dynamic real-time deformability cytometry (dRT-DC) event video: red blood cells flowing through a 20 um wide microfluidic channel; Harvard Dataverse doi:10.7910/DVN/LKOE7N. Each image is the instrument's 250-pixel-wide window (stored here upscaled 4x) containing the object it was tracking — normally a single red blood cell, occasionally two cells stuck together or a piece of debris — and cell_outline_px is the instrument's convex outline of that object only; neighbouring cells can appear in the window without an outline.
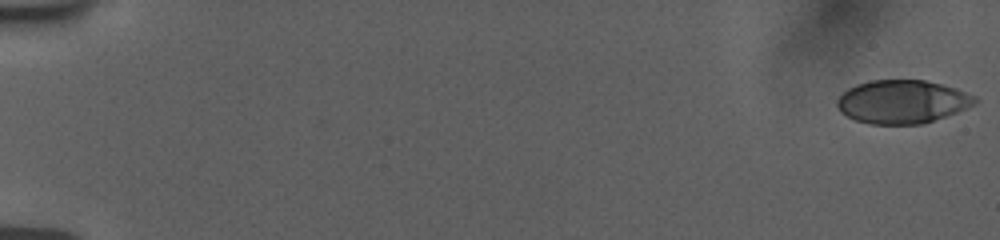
{"species": "human", "species_latin": "Homo sapiens", "temperature_condition": "room temperature", "stored_images_in_passage": 13, "camera_frame_rate_fps": 3000, "um_per_image_px": 0.085, "donor": {"sex": "female"}, "frame": {"image": 1, "passage_image": 1, "time_ms": 0.0, "image_size_px": [1000, 240], "cell_outline_px": [[976, 104], [956, 112], [924, 124], [868, 124], [856, 120], [840, 112], [836, 104], [836, 100], [848, 88], [856, 84], [872, 80], [924, 80], [956, 88], [976, 96]], "centroid_in_image_um": [76.68, 8.65], "position_along_channel_um": 8.3, "area_um2": 34.8}}
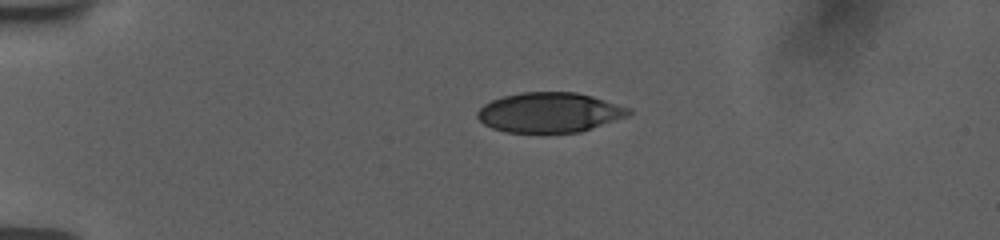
{"frame": {"image": 2, "passage_image": 8, "time_ms": 4.333, "image_size_px": [1000, 240], "cell_outline_px": [[632, 112], [628, 116], [580, 132], [544, 136], [540, 136], [504, 132], [492, 128], [484, 124], [476, 116], [476, 112], [484, 104], [492, 100], [504, 96], [520, 92], [576, 92], [592, 96], [632, 108]], "centroid_in_image_um": [46.69, 9.61], "position_along_channel_um": 38.3, "area_um2": 36.36}}
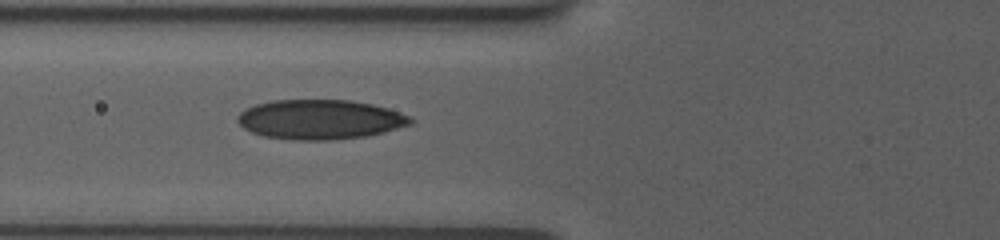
{"frame": {"image": 3, "passage_image": 13, "time_ms": 7.333, "image_size_px": [1000, 240], "cell_outline_px": [[412, 124], [384, 132], [364, 136], [336, 140], [296, 140], [264, 136], [252, 132], [244, 128], [236, 120], [236, 116], [240, 112], [256, 104], [272, 100], [352, 100], [372, 104], [388, 108], [412, 116]], "centroid_in_image_um": [27.22, 10.15], "position_along_channel_um": 98.6, "area_um2": 40.06}}